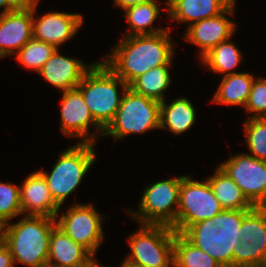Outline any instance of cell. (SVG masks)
<instances>
[{
	"label": "cell",
	"instance_id": "cell-1",
	"mask_svg": "<svg viewBox=\"0 0 266 267\" xmlns=\"http://www.w3.org/2000/svg\"><path fill=\"white\" fill-rule=\"evenodd\" d=\"M120 41L102 62L128 85L148 70L172 63L174 48L168 30L124 36Z\"/></svg>",
	"mask_w": 266,
	"mask_h": 267
},
{
	"label": "cell",
	"instance_id": "cell-2",
	"mask_svg": "<svg viewBox=\"0 0 266 267\" xmlns=\"http://www.w3.org/2000/svg\"><path fill=\"white\" fill-rule=\"evenodd\" d=\"M250 210L223 209L210 219L188 226L181 234L222 267H233V249L240 243L239 229Z\"/></svg>",
	"mask_w": 266,
	"mask_h": 267
},
{
	"label": "cell",
	"instance_id": "cell-3",
	"mask_svg": "<svg viewBox=\"0 0 266 267\" xmlns=\"http://www.w3.org/2000/svg\"><path fill=\"white\" fill-rule=\"evenodd\" d=\"M57 218L24 215L19 222L9 223L6 246L14 264L47 267L49 241Z\"/></svg>",
	"mask_w": 266,
	"mask_h": 267
},
{
	"label": "cell",
	"instance_id": "cell-4",
	"mask_svg": "<svg viewBox=\"0 0 266 267\" xmlns=\"http://www.w3.org/2000/svg\"><path fill=\"white\" fill-rule=\"evenodd\" d=\"M118 85H121L122 96L118 94ZM128 87L129 85L102 61L95 63L77 86L92 117L103 130L114 119L123 93Z\"/></svg>",
	"mask_w": 266,
	"mask_h": 267
},
{
	"label": "cell",
	"instance_id": "cell-5",
	"mask_svg": "<svg viewBox=\"0 0 266 267\" xmlns=\"http://www.w3.org/2000/svg\"><path fill=\"white\" fill-rule=\"evenodd\" d=\"M93 143L79 142L62 152L51 173L39 171L50 190L55 204L60 208L69 194L80 185L96 159Z\"/></svg>",
	"mask_w": 266,
	"mask_h": 267
},
{
	"label": "cell",
	"instance_id": "cell-6",
	"mask_svg": "<svg viewBox=\"0 0 266 267\" xmlns=\"http://www.w3.org/2000/svg\"><path fill=\"white\" fill-rule=\"evenodd\" d=\"M158 128L160 129V102L128 87L114 119L103 131V136L110 135L116 140Z\"/></svg>",
	"mask_w": 266,
	"mask_h": 267
},
{
	"label": "cell",
	"instance_id": "cell-7",
	"mask_svg": "<svg viewBox=\"0 0 266 267\" xmlns=\"http://www.w3.org/2000/svg\"><path fill=\"white\" fill-rule=\"evenodd\" d=\"M175 231L166 225L142 224L128 241L131 254L122 263L173 267Z\"/></svg>",
	"mask_w": 266,
	"mask_h": 267
},
{
	"label": "cell",
	"instance_id": "cell-8",
	"mask_svg": "<svg viewBox=\"0 0 266 267\" xmlns=\"http://www.w3.org/2000/svg\"><path fill=\"white\" fill-rule=\"evenodd\" d=\"M184 176L155 182L142 195L135 221L142 224L172 226L177 219L181 180ZM176 208H175V207Z\"/></svg>",
	"mask_w": 266,
	"mask_h": 267
},
{
	"label": "cell",
	"instance_id": "cell-9",
	"mask_svg": "<svg viewBox=\"0 0 266 267\" xmlns=\"http://www.w3.org/2000/svg\"><path fill=\"white\" fill-rule=\"evenodd\" d=\"M222 210L208 180L198 182L186 175L181 180L177 219L171 227L182 233L188 226L210 219Z\"/></svg>",
	"mask_w": 266,
	"mask_h": 267
},
{
	"label": "cell",
	"instance_id": "cell-10",
	"mask_svg": "<svg viewBox=\"0 0 266 267\" xmlns=\"http://www.w3.org/2000/svg\"><path fill=\"white\" fill-rule=\"evenodd\" d=\"M240 243L233 249V267L266 266V207H253L239 229Z\"/></svg>",
	"mask_w": 266,
	"mask_h": 267
},
{
	"label": "cell",
	"instance_id": "cell-11",
	"mask_svg": "<svg viewBox=\"0 0 266 267\" xmlns=\"http://www.w3.org/2000/svg\"><path fill=\"white\" fill-rule=\"evenodd\" d=\"M254 207H266V161L237 154L219 165Z\"/></svg>",
	"mask_w": 266,
	"mask_h": 267
},
{
	"label": "cell",
	"instance_id": "cell-12",
	"mask_svg": "<svg viewBox=\"0 0 266 267\" xmlns=\"http://www.w3.org/2000/svg\"><path fill=\"white\" fill-rule=\"evenodd\" d=\"M101 222L102 216L92 204H74L66 214L59 216L56 223L72 240L95 256L104 238Z\"/></svg>",
	"mask_w": 266,
	"mask_h": 267
},
{
	"label": "cell",
	"instance_id": "cell-13",
	"mask_svg": "<svg viewBox=\"0 0 266 267\" xmlns=\"http://www.w3.org/2000/svg\"><path fill=\"white\" fill-rule=\"evenodd\" d=\"M61 132L66 136L81 137L82 143L95 144L96 139L103 136L104 131L92 117L84 97L78 88L62 92ZM90 125L95 126L99 136L89 135ZM100 131V132H99Z\"/></svg>",
	"mask_w": 266,
	"mask_h": 267
},
{
	"label": "cell",
	"instance_id": "cell-14",
	"mask_svg": "<svg viewBox=\"0 0 266 267\" xmlns=\"http://www.w3.org/2000/svg\"><path fill=\"white\" fill-rule=\"evenodd\" d=\"M236 0L221 14L187 26L185 40L200 47V59L219 43L232 37L236 24L225 15L233 14Z\"/></svg>",
	"mask_w": 266,
	"mask_h": 267
},
{
	"label": "cell",
	"instance_id": "cell-15",
	"mask_svg": "<svg viewBox=\"0 0 266 267\" xmlns=\"http://www.w3.org/2000/svg\"><path fill=\"white\" fill-rule=\"evenodd\" d=\"M38 3L33 6V39L54 45L56 48L74 37L83 24L79 13L49 12L35 19Z\"/></svg>",
	"mask_w": 266,
	"mask_h": 267
},
{
	"label": "cell",
	"instance_id": "cell-16",
	"mask_svg": "<svg viewBox=\"0 0 266 267\" xmlns=\"http://www.w3.org/2000/svg\"><path fill=\"white\" fill-rule=\"evenodd\" d=\"M33 6L0 13V54H16L33 38Z\"/></svg>",
	"mask_w": 266,
	"mask_h": 267
},
{
	"label": "cell",
	"instance_id": "cell-17",
	"mask_svg": "<svg viewBox=\"0 0 266 267\" xmlns=\"http://www.w3.org/2000/svg\"><path fill=\"white\" fill-rule=\"evenodd\" d=\"M94 64L88 65L78 59L62 56L57 48L38 73L64 92L77 88Z\"/></svg>",
	"mask_w": 266,
	"mask_h": 267
},
{
	"label": "cell",
	"instance_id": "cell-18",
	"mask_svg": "<svg viewBox=\"0 0 266 267\" xmlns=\"http://www.w3.org/2000/svg\"><path fill=\"white\" fill-rule=\"evenodd\" d=\"M19 190L22 214L51 218L59 216L60 208L55 204L47 183L39 171L29 175Z\"/></svg>",
	"mask_w": 266,
	"mask_h": 267
},
{
	"label": "cell",
	"instance_id": "cell-19",
	"mask_svg": "<svg viewBox=\"0 0 266 267\" xmlns=\"http://www.w3.org/2000/svg\"><path fill=\"white\" fill-rule=\"evenodd\" d=\"M93 256L87 249L72 240L57 225L49 241L47 267H78Z\"/></svg>",
	"mask_w": 266,
	"mask_h": 267
},
{
	"label": "cell",
	"instance_id": "cell-20",
	"mask_svg": "<svg viewBox=\"0 0 266 267\" xmlns=\"http://www.w3.org/2000/svg\"><path fill=\"white\" fill-rule=\"evenodd\" d=\"M235 0H167L170 19L178 22H194L218 16Z\"/></svg>",
	"mask_w": 266,
	"mask_h": 267
},
{
	"label": "cell",
	"instance_id": "cell-21",
	"mask_svg": "<svg viewBox=\"0 0 266 267\" xmlns=\"http://www.w3.org/2000/svg\"><path fill=\"white\" fill-rule=\"evenodd\" d=\"M196 111L186 98L175 99L167 105L160 102V128L169 129L173 134L180 135L189 130L195 122Z\"/></svg>",
	"mask_w": 266,
	"mask_h": 267
},
{
	"label": "cell",
	"instance_id": "cell-22",
	"mask_svg": "<svg viewBox=\"0 0 266 267\" xmlns=\"http://www.w3.org/2000/svg\"><path fill=\"white\" fill-rule=\"evenodd\" d=\"M253 81L254 77L245 72L223 76L212 102L232 106L243 105L245 107Z\"/></svg>",
	"mask_w": 266,
	"mask_h": 267
},
{
	"label": "cell",
	"instance_id": "cell-23",
	"mask_svg": "<svg viewBox=\"0 0 266 267\" xmlns=\"http://www.w3.org/2000/svg\"><path fill=\"white\" fill-rule=\"evenodd\" d=\"M207 180L223 209L241 210L254 207L237 184L219 166Z\"/></svg>",
	"mask_w": 266,
	"mask_h": 267
},
{
	"label": "cell",
	"instance_id": "cell-24",
	"mask_svg": "<svg viewBox=\"0 0 266 267\" xmlns=\"http://www.w3.org/2000/svg\"><path fill=\"white\" fill-rule=\"evenodd\" d=\"M124 12L131 28L125 36L152 35L167 31V28H154L152 25L160 15L156 0L129 7Z\"/></svg>",
	"mask_w": 266,
	"mask_h": 267
},
{
	"label": "cell",
	"instance_id": "cell-25",
	"mask_svg": "<svg viewBox=\"0 0 266 267\" xmlns=\"http://www.w3.org/2000/svg\"><path fill=\"white\" fill-rule=\"evenodd\" d=\"M171 83L169 66H159L138 76L130 84L136 93L159 102L165 101L164 93Z\"/></svg>",
	"mask_w": 266,
	"mask_h": 267
},
{
	"label": "cell",
	"instance_id": "cell-26",
	"mask_svg": "<svg viewBox=\"0 0 266 267\" xmlns=\"http://www.w3.org/2000/svg\"><path fill=\"white\" fill-rule=\"evenodd\" d=\"M173 267H222L209 254L175 232Z\"/></svg>",
	"mask_w": 266,
	"mask_h": 267
},
{
	"label": "cell",
	"instance_id": "cell-27",
	"mask_svg": "<svg viewBox=\"0 0 266 267\" xmlns=\"http://www.w3.org/2000/svg\"><path fill=\"white\" fill-rule=\"evenodd\" d=\"M241 52L230 40H225L212 48L204 57L201 63L208 67L209 70L216 73H223L224 76L237 73L234 70L241 62Z\"/></svg>",
	"mask_w": 266,
	"mask_h": 267
},
{
	"label": "cell",
	"instance_id": "cell-28",
	"mask_svg": "<svg viewBox=\"0 0 266 267\" xmlns=\"http://www.w3.org/2000/svg\"><path fill=\"white\" fill-rule=\"evenodd\" d=\"M56 49L52 44L32 38L16 53V59L25 68L39 72Z\"/></svg>",
	"mask_w": 266,
	"mask_h": 267
},
{
	"label": "cell",
	"instance_id": "cell-29",
	"mask_svg": "<svg viewBox=\"0 0 266 267\" xmlns=\"http://www.w3.org/2000/svg\"><path fill=\"white\" fill-rule=\"evenodd\" d=\"M244 130L251 156L266 161V118H250L245 121Z\"/></svg>",
	"mask_w": 266,
	"mask_h": 267
},
{
	"label": "cell",
	"instance_id": "cell-30",
	"mask_svg": "<svg viewBox=\"0 0 266 267\" xmlns=\"http://www.w3.org/2000/svg\"><path fill=\"white\" fill-rule=\"evenodd\" d=\"M22 214L19 186L0 182V217L11 219Z\"/></svg>",
	"mask_w": 266,
	"mask_h": 267
},
{
	"label": "cell",
	"instance_id": "cell-31",
	"mask_svg": "<svg viewBox=\"0 0 266 267\" xmlns=\"http://www.w3.org/2000/svg\"><path fill=\"white\" fill-rule=\"evenodd\" d=\"M245 109L253 113L250 118H266V79H254Z\"/></svg>",
	"mask_w": 266,
	"mask_h": 267
},
{
	"label": "cell",
	"instance_id": "cell-32",
	"mask_svg": "<svg viewBox=\"0 0 266 267\" xmlns=\"http://www.w3.org/2000/svg\"><path fill=\"white\" fill-rule=\"evenodd\" d=\"M14 260L6 245L0 246V267H14Z\"/></svg>",
	"mask_w": 266,
	"mask_h": 267
},
{
	"label": "cell",
	"instance_id": "cell-33",
	"mask_svg": "<svg viewBox=\"0 0 266 267\" xmlns=\"http://www.w3.org/2000/svg\"><path fill=\"white\" fill-rule=\"evenodd\" d=\"M9 221L0 217V246L6 245L8 237Z\"/></svg>",
	"mask_w": 266,
	"mask_h": 267
},
{
	"label": "cell",
	"instance_id": "cell-34",
	"mask_svg": "<svg viewBox=\"0 0 266 267\" xmlns=\"http://www.w3.org/2000/svg\"><path fill=\"white\" fill-rule=\"evenodd\" d=\"M150 0H114L115 5L120 6L123 10L129 7L146 3Z\"/></svg>",
	"mask_w": 266,
	"mask_h": 267
},
{
	"label": "cell",
	"instance_id": "cell-35",
	"mask_svg": "<svg viewBox=\"0 0 266 267\" xmlns=\"http://www.w3.org/2000/svg\"><path fill=\"white\" fill-rule=\"evenodd\" d=\"M14 8H30L34 6L39 0H8Z\"/></svg>",
	"mask_w": 266,
	"mask_h": 267
},
{
	"label": "cell",
	"instance_id": "cell-36",
	"mask_svg": "<svg viewBox=\"0 0 266 267\" xmlns=\"http://www.w3.org/2000/svg\"><path fill=\"white\" fill-rule=\"evenodd\" d=\"M0 7H3L4 10L1 12V14L13 11L15 8L9 3L8 0H0Z\"/></svg>",
	"mask_w": 266,
	"mask_h": 267
},
{
	"label": "cell",
	"instance_id": "cell-37",
	"mask_svg": "<svg viewBox=\"0 0 266 267\" xmlns=\"http://www.w3.org/2000/svg\"><path fill=\"white\" fill-rule=\"evenodd\" d=\"M78 267H103V266L97 264V262L94 259V255H93L86 262H84Z\"/></svg>",
	"mask_w": 266,
	"mask_h": 267
},
{
	"label": "cell",
	"instance_id": "cell-38",
	"mask_svg": "<svg viewBox=\"0 0 266 267\" xmlns=\"http://www.w3.org/2000/svg\"><path fill=\"white\" fill-rule=\"evenodd\" d=\"M121 267H145L142 265H136V264H127V263H122Z\"/></svg>",
	"mask_w": 266,
	"mask_h": 267
}]
</instances>
